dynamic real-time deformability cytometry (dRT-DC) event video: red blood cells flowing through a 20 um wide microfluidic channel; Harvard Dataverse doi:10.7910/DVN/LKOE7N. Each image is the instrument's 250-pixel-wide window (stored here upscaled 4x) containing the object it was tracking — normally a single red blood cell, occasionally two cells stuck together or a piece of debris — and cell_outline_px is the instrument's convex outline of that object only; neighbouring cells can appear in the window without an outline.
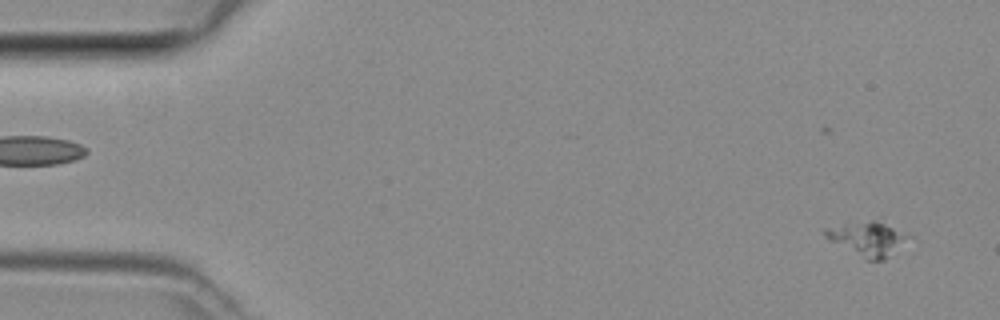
{"species": "common noctule bat (a hibernating species)", "species_latin": "Nyctalus noctula", "temperature_condition": "room temperature", "stored_images_in_passage": 8, "camera_frame_rate_fps": 3000, "um_per_image_px": 0.085, "animal": {"sex": "female", "body_mass_g": 29.2, "forearm_length_mm": 56.3}, "frame": {"image": 1, "passage_image": 2, "time_ms": 0.333, "image_size_px": [1000, 320], "cell_outline_px": [[912, 236], [884, 260], [864, 260], [828, 240], [824, 236], [824, 228], [884, 216]], "centroid_in_image_um": [73.82, 20.22], "position_along_channel_um": 11.2, "area_um2": 17.69}}